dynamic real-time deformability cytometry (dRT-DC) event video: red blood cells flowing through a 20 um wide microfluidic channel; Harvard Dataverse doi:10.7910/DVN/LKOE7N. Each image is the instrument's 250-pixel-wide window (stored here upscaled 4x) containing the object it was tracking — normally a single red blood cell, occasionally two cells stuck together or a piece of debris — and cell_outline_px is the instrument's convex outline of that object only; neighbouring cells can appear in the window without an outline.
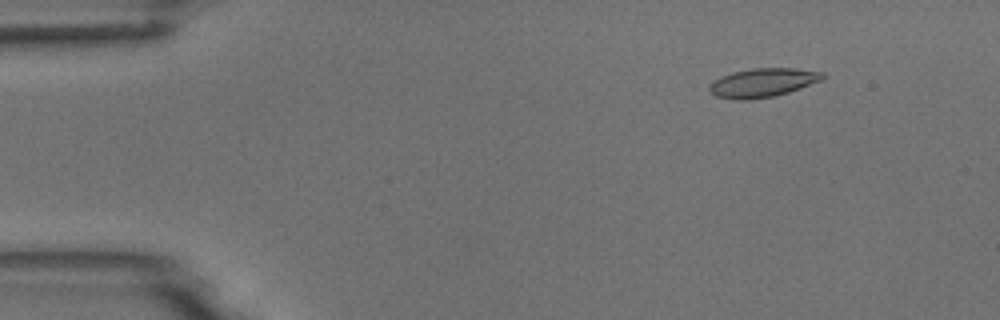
{"species": "common noctule bat (a hibernating species)", "species_latin": "Nyctalus noctula", "temperature_condition": "room temperature", "stored_images_in_passage": 54, "camera_frame_rate_fps": 3000, "um_per_image_px": 0.085, "animal": {"sex": "male", "body_mass_g": 18.8}, "frame": {"image": 1, "passage_image": 7, "time_ms": 2.0, "image_size_px": [1000, 320], "cell_outline_px": [[828, 76], [824, 80], [776, 96], [748, 100], [736, 100], [716, 96], [708, 88], [720, 76], [732, 72], [752, 68], [792, 68], [824, 72]], "centroid_in_image_um": [64.9, 7.02], "position_along_channel_um": 20.1, "area_um2": 19.13}}
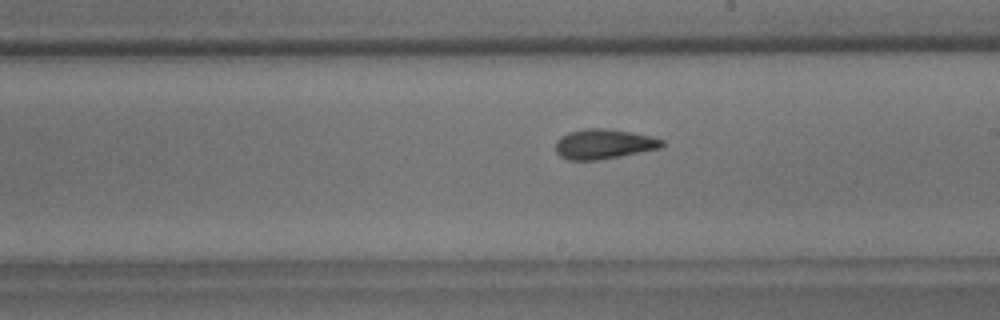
{"frame": {"image": 2, "passage_image": 31, "time_ms": 10.0, "image_size_px": [1000, 320], "cell_outline_px": [[664, 144], [660, 148], [620, 156], [596, 160], [568, 160], [560, 156], [556, 152], [556, 140], [560, 136], [568, 132], [584, 128], [604, 128], [652, 136], [664, 140]], "centroid_in_image_um": [51.29, 12.24], "position_along_channel_um": 237.7, "area_um2": 18.5}}
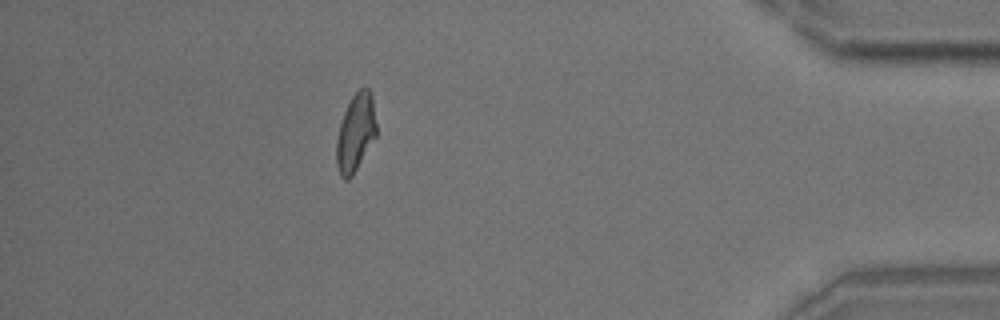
{"frame": {"image": 3, "passage_image": 48, "time_ms": 15.667, "image_size_px": [1000, 320], "cell_outline_px": [[376, 136], [352, 176], [348, 180], [344, 180], [340, 176], [336, 164], [336, 140], [340, 124], [344, 112], [352, 96], [360, 88], [368, 88], [372, 96], [376, 124]], "centroid_in_image_um": [30.21, 11.3], "position_along_channel_um": 405.0, "area_um2": 17.98}, "authors_computed_cell_mechanics": {"area_um2": 18.3515, "velocity_mm_per_s": 3.7756, "shape_relaxation_time_tau1_ms": 7.8324, "shape_relaxation_time_tau2_ms": 2.2592, "deformation_change_tau1": 0.2067, "deformation_change_tau2": 0.086}}